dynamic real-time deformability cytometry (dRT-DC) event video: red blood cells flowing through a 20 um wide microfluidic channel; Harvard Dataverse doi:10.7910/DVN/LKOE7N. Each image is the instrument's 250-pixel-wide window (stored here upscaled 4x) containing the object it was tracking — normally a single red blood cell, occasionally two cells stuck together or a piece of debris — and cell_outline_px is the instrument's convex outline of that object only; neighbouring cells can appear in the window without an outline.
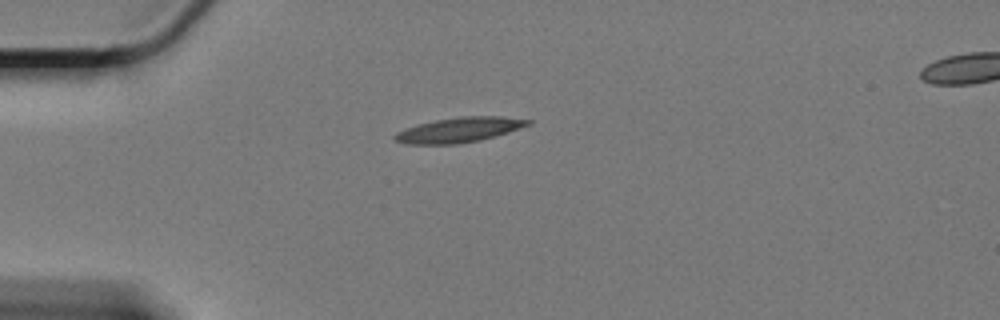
{"species": "Egyptian fruit bat (a non-hibernating species)", "species_latin": "Rousettus aegyptiacus", "temperature_condition": "cold", "stored_images_in_passage": 37, "camera_frame_rate_fps": 3000, "um_per_image_px": 0.085, "animal": {"sex": "female"}, "frame": {"image": 1, "passage_image": 1, "time_ms": 0.0, "image_size_px": [1000, 320], "cell_outline_px": [[532, 124], [480, 140], [456, 144], [408, 144], [396, 140], [392, 136], [396, 132], [404, 128], [416, 124], [436, 120], [460, 116], [504, 116], [532, 120]], "centroid_in_image_um": [39.0, 11.03], "position_along_channel_um": 46.0, "area_um2": 19.31}}
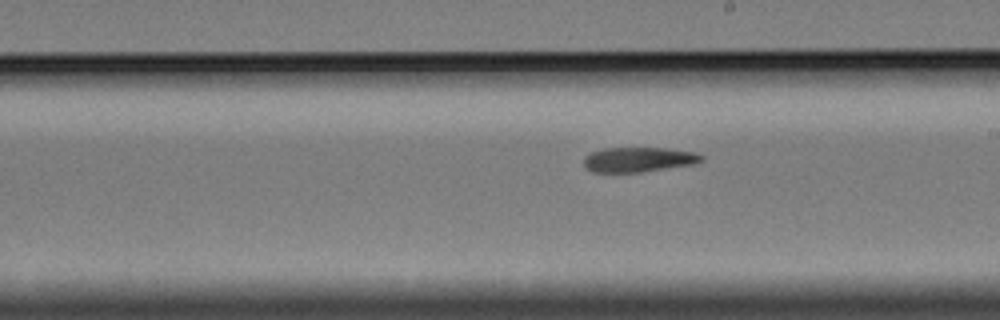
{"frame": {"image": 2, "passage_image": 20, "time_ms": 6.333, "image_size_px": [1000, 320], "cell_outline_px": [[704, 160], [692, 164], [640, 172], [592, 172], [584, 164], [584, 156], [592, 152], [604, 148], [668, 148], [696, 152], [704, 156]], "centroid_in_image_um": [54.29, 13.55], "position_along_channel_um": 234.7, "area_um2": 16.94}}
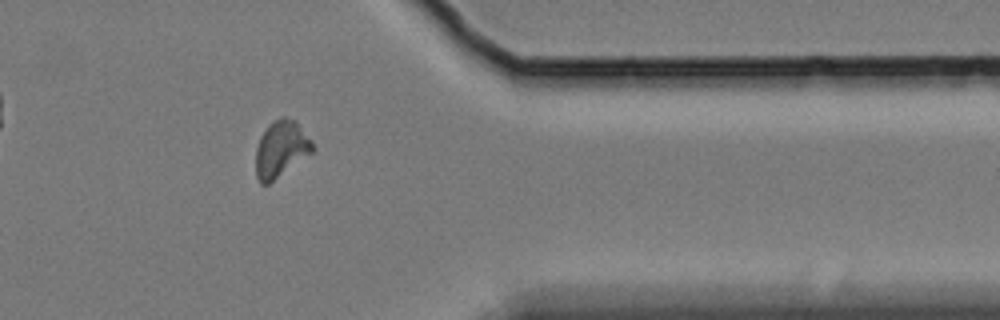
{"frame": {"image": 3, "passage_image": 35, "time_ms": 11.333, "image_size_px": [1000, 320], "cell_outline_px": [[316, 148], [312, 152], [268, 184], [260, 184], [256, 176], [256, 148], [260, 136], [268, 124], [272, 120], [280, 116], [284, 116], [296, 120], [312, 140]], "centroid_in_image_um": [23.88, 12.62], "position_along_channel_um": 387.5, "area_um2": 18.84}, "authors_computed_cell_mechanics": {"area_um2": 18.1492, "velocity_mm_per_s": 3.3025, "shape_relaxation_time_tau1_ms": 4.7435, "shape_relaxation_time_tau2_ms": 6.5464, "deformation_change_tau1": 0.1618, "deformation_change_tau2": 0.1396}}